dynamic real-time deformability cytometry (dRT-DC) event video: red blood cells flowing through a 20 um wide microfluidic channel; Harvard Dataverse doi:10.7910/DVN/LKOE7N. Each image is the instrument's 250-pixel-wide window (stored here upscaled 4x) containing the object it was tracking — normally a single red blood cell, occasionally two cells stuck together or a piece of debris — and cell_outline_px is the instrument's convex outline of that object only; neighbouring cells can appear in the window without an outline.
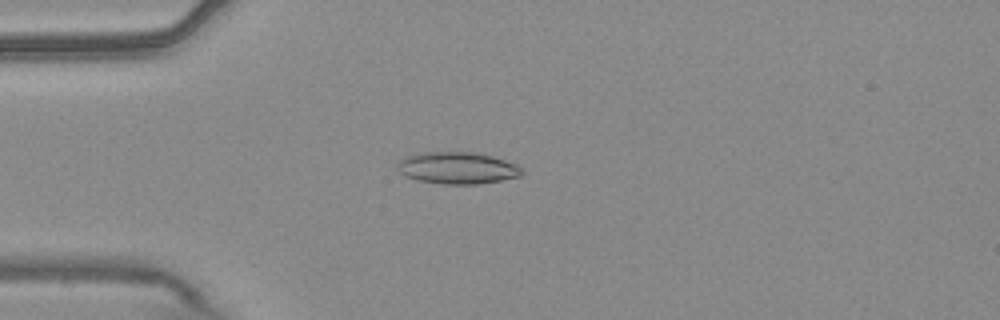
{"species": "common noctule bat (a hibernating species)", "species_latin": "Nyctalus noctula", "temperature_condition": "warm", "stored_images_in_passage": 55, "camera_frame_rate_fps": 3000, "um_per_image_px": 0.085, "animal": {"sex": "male", "body_mass_g": 20.4}, "frame": {"image": 1, "passage_image": 15, "time_ms": 4.667, "image_size_px": [1000, 320], "cell_outline_px": [[524, 172], [520, 176], [500, 180], [476, 184], [444, 184], [416, 180], [404, 176], [396, 168], [400, 160], [408, 156], [424, 152], [476, 152], [492, 156], [516, 164]], "centroid_in_image_um": [38.86, 14.28], "position_along_channel_um": 46.1, "area_um2": 23.0}}
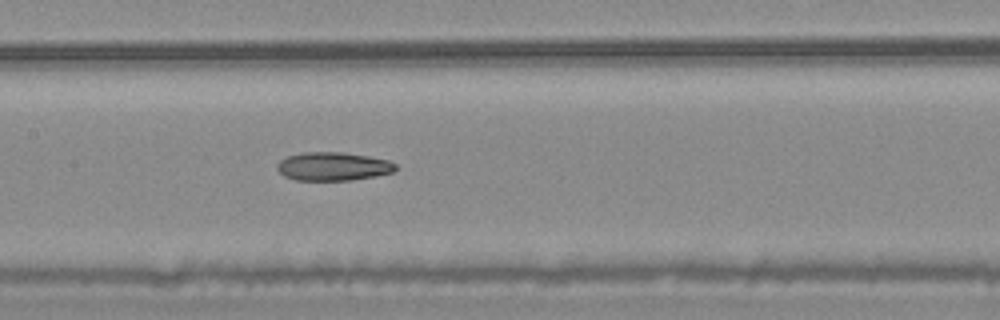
{"frame": {"image": 2, "passage_image": 27, "time_ms": 8.667, "image_size_px": [1000, 320], "cell_outline_px": [[396, 168], [392, 172], [376, 176], [352, 180], [296, 180], [284, 176], [276, 168], [276, 164], [280, 160], [288, 156], [304, 152], [344, 152], [368, 156], [388, 160], [396, 164]], "centroid_in_image_um": [28.3, 14.14], "position_along_channel_um": 179.1, "area_um2": 19.65}}
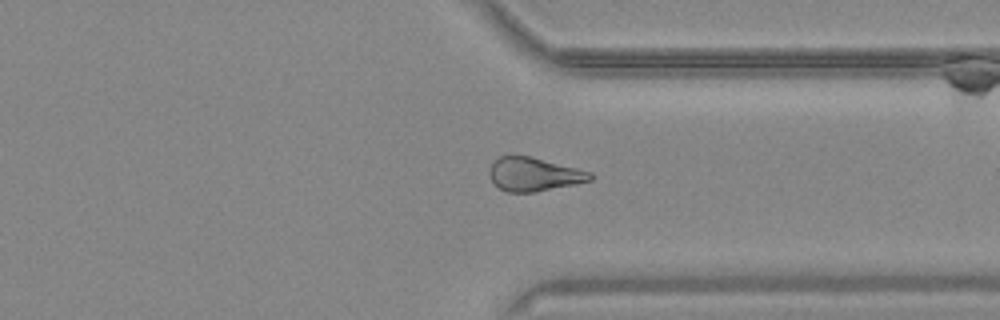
{"frame": {"image": 3, "passage_image": 42, "time_ms": 13.667, "image_size_px": [1000, 320], "cell_outline_px": [[592, 180], [576, 184], [536, 192], [508, 192], [500, 188], [492, 180], [488, 172], [488, 168], [500, 156], [532, 156], [592, 172]], "centroid_in_image_um": [45.4, 14.81], "position_along_channel_um": 366.0, "area_um2": 19.71}, "authors_computed_cell_mechanics": {"area_um2": 21.4438, "velocity_mm_per_s": 3.7428, "shape_relaxation_time_tau1_ms": null, "shape_relaxation_time_tau2_ms": 10.5486, "deformation_change_tau1": null, "deformation_change_tau2": 0.2232}}